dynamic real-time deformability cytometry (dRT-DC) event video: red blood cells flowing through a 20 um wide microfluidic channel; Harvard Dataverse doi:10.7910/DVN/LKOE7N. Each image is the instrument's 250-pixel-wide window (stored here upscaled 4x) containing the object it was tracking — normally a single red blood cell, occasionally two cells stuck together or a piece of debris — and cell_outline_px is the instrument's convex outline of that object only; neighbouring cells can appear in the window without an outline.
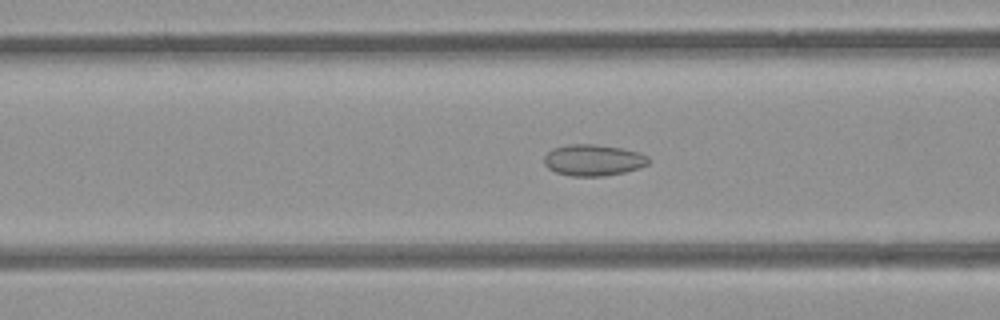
{"species": "common noctule bat (a hibernating species)", "species_latin": "Nyctalus noctula", "temperature_condition": "room temperature", "stored_images_in_passage": 54, "camera_frame_rate_fps": 3000, "um_per_image_px": 0.085, "animal": {"sex": "female", "body_mass_g": 21.9}, "frame": {"image": 1, "passage_image": 22, "time_ms": 7.0, "image_size_px": [1000, 320], "cell_outline_px": [[652, 160], [648, 164], [640, 168], [624, 172], [604, 176], [572, 176], [556, 172], [548, 168], [544, 164], [544, 156], [552, 148], [568, 144], [596, 144], [620, 148], [636, 152], [648, 156]], "centroid_in_image_um": [50.43, 13.61], "position_along_channel_um": 116.2, "area_um2": 19.13}}
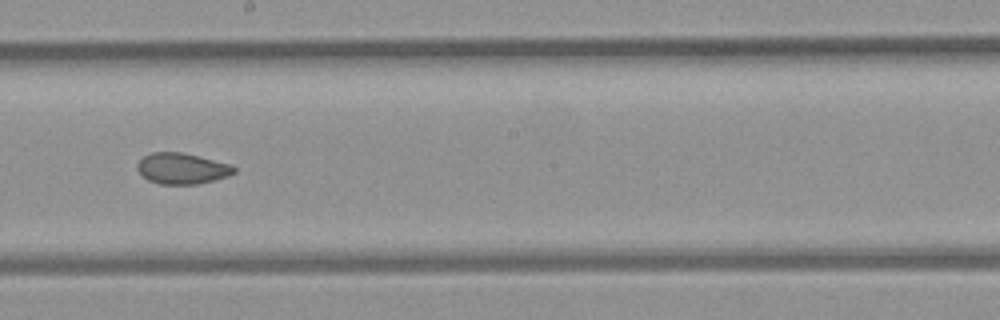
{"frame": {"image": 2, "passage_image": 31, "time_ms": 10.0, "image_size_px": [1000, 320], "cell_outline_px": [[236, 172], [228, 176], [196, 184], [160, 184], [148, 180], [136, 168], [136, 164], [144, 156], [152, 152], [180, 152], [232, 164], [236, 168]], "centroid_in_image_um": [15.47, 14.32], "position_along_channel_um": 232.7, "area_um2": 17.34}}
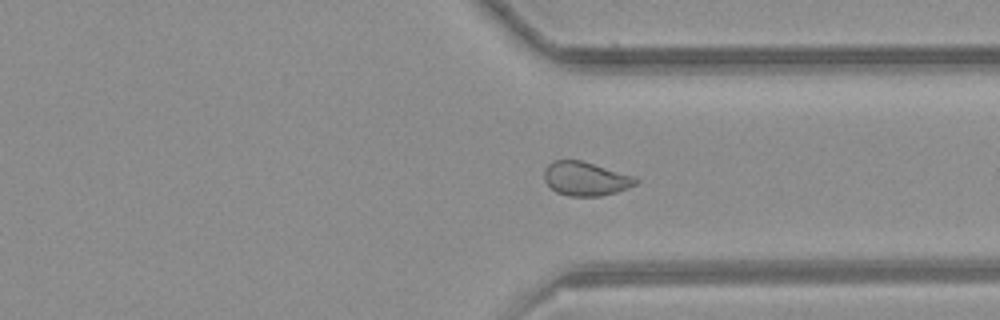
{"frame": {"image": 3, "passage_image": 41, "time_ms": 13.333, "image_size_px": [1000, 320], "cell_outline_px": [[640, 180], [636, 184], [628, 188], [616, 192], [600, 196], [568, 196], [556, 192], [544, 180], [544, 168], [552, 160], [580, 160], [636, 176]], "centroid_in_image_um": [49.78, 15.19], "position_along_channel_um": 361.6, "area_um2": 18.21}, "authors_computed_cell_mechanics": {"area_um2": 19.1318, "velocity_mm_per_s": 3.8787, "shape_relaxation_time_tau1_ms": null, "shape_relaxation_time_tau2_ms": 1.7679, "deformation_change_tau1": null, "deformation_change_tau2": 0.0541}}